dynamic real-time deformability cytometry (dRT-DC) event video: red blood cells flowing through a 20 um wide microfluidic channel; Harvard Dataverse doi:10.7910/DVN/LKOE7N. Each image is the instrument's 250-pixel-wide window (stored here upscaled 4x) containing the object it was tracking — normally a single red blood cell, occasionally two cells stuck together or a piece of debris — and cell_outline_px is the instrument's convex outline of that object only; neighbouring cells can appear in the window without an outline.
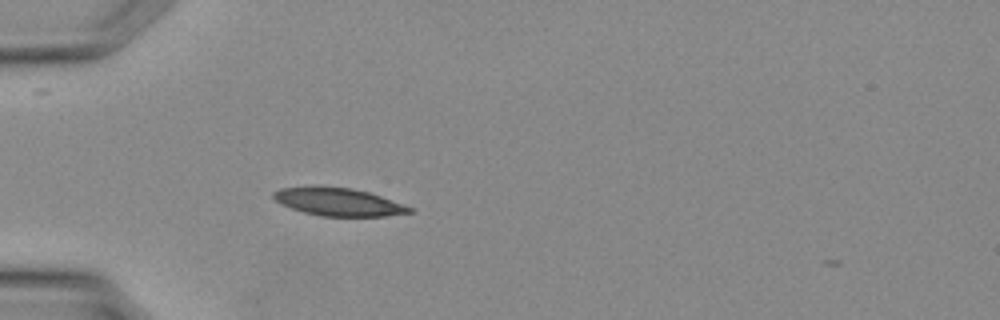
{"species": "Egyptian fruit bat (a non-hibernating species)", "species_latin": "Rousettus aegyptiacus", "temperature_condition": "warm", "stored_images_in_passage": 26, "camera_frame_rate_fps": 3000, "um_per_image_px": 0.085, "animal": {"sex": "female"}, "frame": {"image": 1, "passage_image": 1, "time_ms": 0.0, "image_size_px": [1000, 320], "cell_outline_px": [[412, 212], [384, 216], [320, 216], [304, 212], [292, 208], [276, 200], [272, 196], [272, 192], [280, 188], [312, 184], [352, 188], [372, 192], [412, 208]], "centroid_in_image_um": [28.72, 17.12], "position_along_channel_um": 56.3, "area_um2": 22.43}}
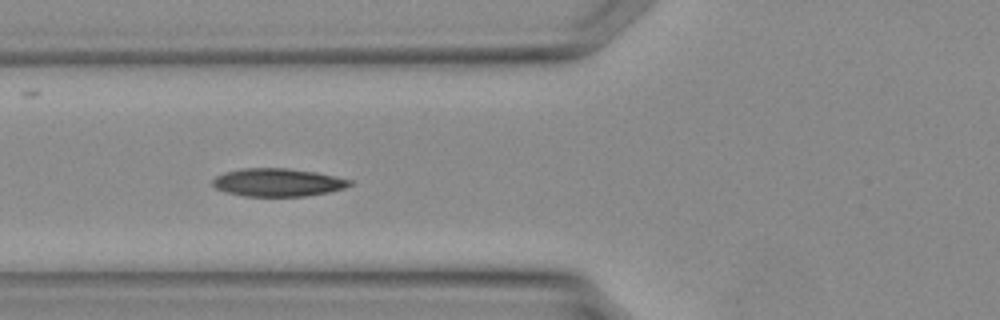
{"frame": {"image": 2, "passage_image": 4, "time_ms": 1.0, "image_size_px": [1000, 320], "cell_outline_px": [[352, 184], [344, 188], [328, 192], [304, 196], [244, 196], [224, 192], [216, 188], [212, 184], [212, 180], [216, 176], [224, 172], [244, 168], [288, 168], [316, 172], [336, 176], [352, 180]], "centroid_in_image_um": [23.6, 15.5], "position_along_channel_um": 102.2, "area_um2": 22.43}}